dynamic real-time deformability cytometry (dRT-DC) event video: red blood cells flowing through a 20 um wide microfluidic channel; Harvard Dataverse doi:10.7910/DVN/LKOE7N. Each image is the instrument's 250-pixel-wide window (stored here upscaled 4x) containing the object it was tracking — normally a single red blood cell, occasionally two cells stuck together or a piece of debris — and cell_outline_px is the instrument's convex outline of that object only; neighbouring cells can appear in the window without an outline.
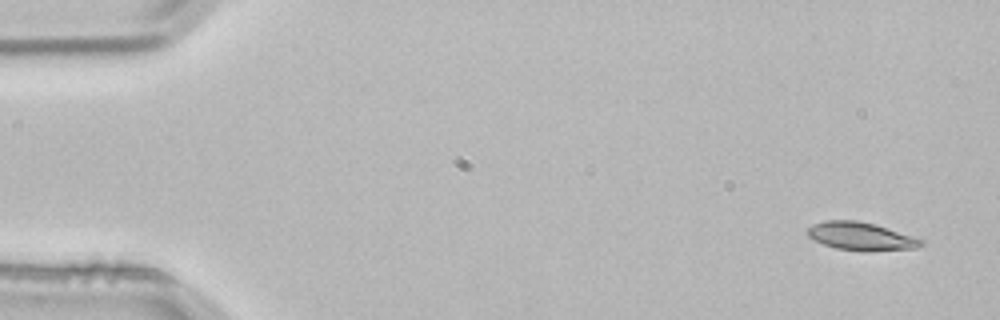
{"species": "common noctule bat (a hibernating species)", "species_latin": "Nyctalus noctula", "temperature_condition": "room temperature", "stored_images_in_passage": 4, "camera_frame_rate_fps": 3000, "um_per_image_px": 0.085, "animal": {"sex": "male", "body_mass_g": 21.5, "forearm_length_mm": 52.0}, "frame": {"image": 1, "passage_image": 1, "time_ms": 0.0, "image_size_px": [1000, 320], "cell_outline_px": [[924, 244], [916, 248], [836, 248], [824, 244], [808, 236], [808, 228], [812, 224], [824, 220], [856, 220], [876, 224], [924, 240]], "centroid_in_image_um": [73.13, 20.01], "position_along_channel_um": 11.9, "area_um2": 17.46}}
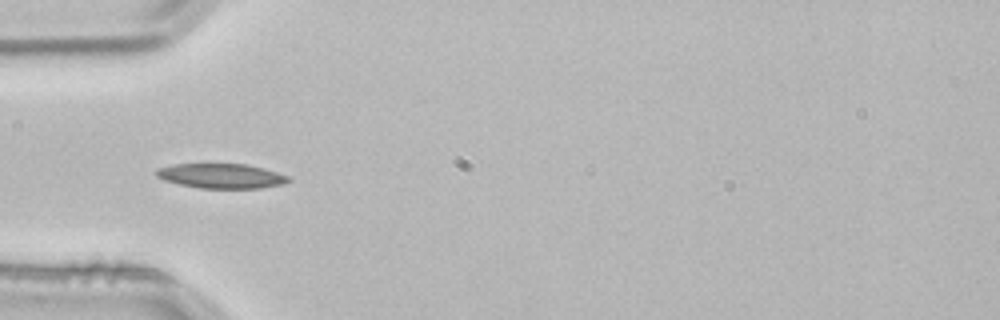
{"frame": {"image": 2, "passage_image": 4, "time_ms": 1.0, "image_size_px": [1000, 320], "cell_outline_px": [[292, 180], [280, 184], [260, 188], [200, 188], [180, 184], [164, 180], [156, 176], [156, 168], [172, 164], [248, 164], [264, 168], [288, 176]], "centroid_in_image_um": [18.78, 14.94], "position_along_channel_um": 66.2, "area_um2": 18.96}}